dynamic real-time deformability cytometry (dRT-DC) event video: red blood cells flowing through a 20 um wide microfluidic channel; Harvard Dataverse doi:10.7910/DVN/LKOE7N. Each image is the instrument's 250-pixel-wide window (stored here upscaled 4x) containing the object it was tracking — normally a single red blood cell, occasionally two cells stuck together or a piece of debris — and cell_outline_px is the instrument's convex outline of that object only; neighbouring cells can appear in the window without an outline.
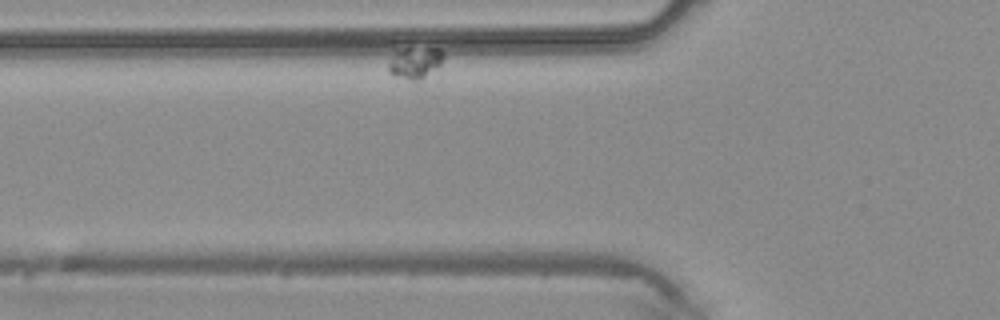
{"species": "common noctule bat (a hibernating species)", "species_latin": "Nyctalus noctula", "temperature_condition": "warm", "stored_images_in_passage": 39, "camera_frame_rate_fps": 3000, "um_per_image_px": 0.085, "animal": {"sex": "male", "body_mass_g": 20.4}, "frame": {"image": 1, "passage_image": 5, "time_ms": 1.333, "image_size_px": [1000, 320], "cell_outline_px": [[444, 56], [440, 64], [420, 80], [408, 80], [392, 76], [388, 72], [388, 64], [392, 40], [396, 40], [440, 48], [444, 52]], "centroid_in_image_um": [35.1, 5.1], "position_along_channel_um": 90.7, "area_um2": 12.14}}
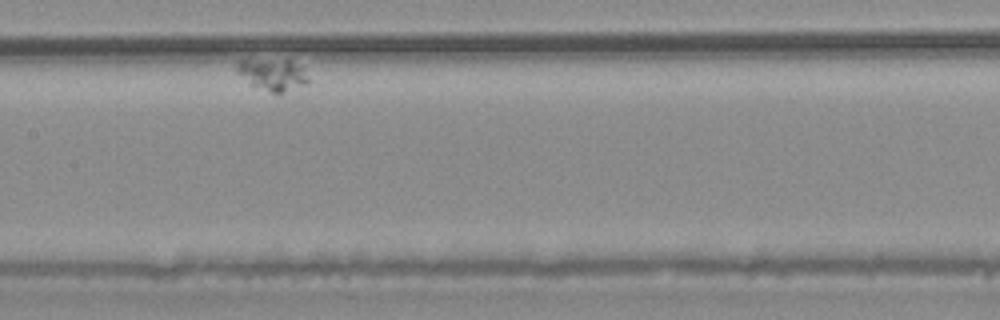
{"frame": {"image": 2, "passage_image": 19, "time_ms": 6.0, "image_size_px": [1000, 320], "cell_outline_px": [[308, 84], [284, 92], [272, 92], [252, 84], [236, 72], [236, 64], [240, 60], [288, 60], [304, 68], [308, 76]], "centroid_in_image_um": [23.21, 6.33], "position_along_channel_um": 184.2, "area_um2": 12.89}}
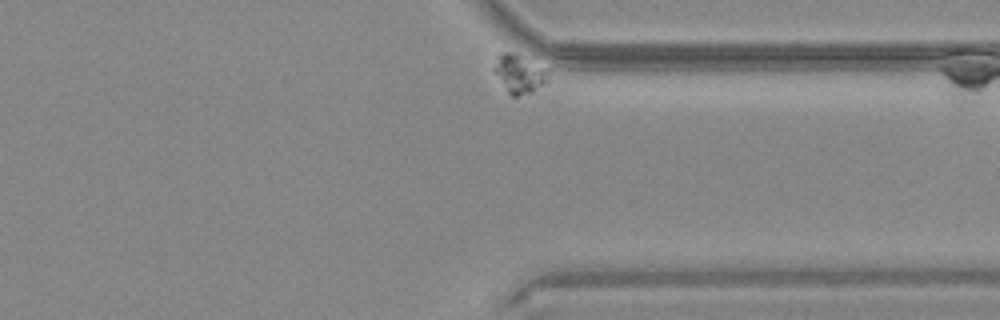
{"frame": {"image": 3, "passage_image": 39, "time_ms": 12.667, "image_size_px": [1000, 320], "cell_outline_px": [[548, 80], [532, 92], [516, 96], [512, 96], [508, 92], [492, 68], [496, 56], [500, 52], [512, 52], [544, 72]], "centroid_in_image_um": [44.01, 6.29], "position_along_channel_um": 367.4, "area_um2": 11.16}}